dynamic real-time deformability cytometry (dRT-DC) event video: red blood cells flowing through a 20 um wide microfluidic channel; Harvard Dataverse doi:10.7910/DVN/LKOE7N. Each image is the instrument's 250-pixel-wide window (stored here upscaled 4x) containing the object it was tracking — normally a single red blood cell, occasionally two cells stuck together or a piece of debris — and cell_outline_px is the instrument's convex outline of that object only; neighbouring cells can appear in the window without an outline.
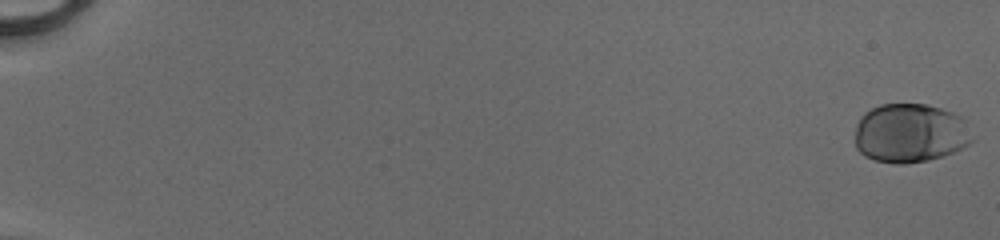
{"species": "human", "species_latin": "Homo sapiens", "temperature_condition": "cold", "stored_images_in_passage": 52, "camera_frame_rate_fps": 3000, "um_per_image_px": 0.085, "donor": {"sex": "male"}, "frame": {"image": 1, "passage_image": 1, "time_ms": 0.0, "image_size_px": [1000, 240], "cell_outline_px": [[976, 140], [944, 156], [928, 160], [904, 164], [896, 164], [872, 160], [864, 156], [856, 148], [856, 124], [860, 116], [864, 112], [880, 104], [928, 104], [952, 112], [960, 116], [964, 120]], "centroid_in_image_um": [77.36, 11.32], "position_along_channel_um": 7.6, "area_um2": 40.75}}
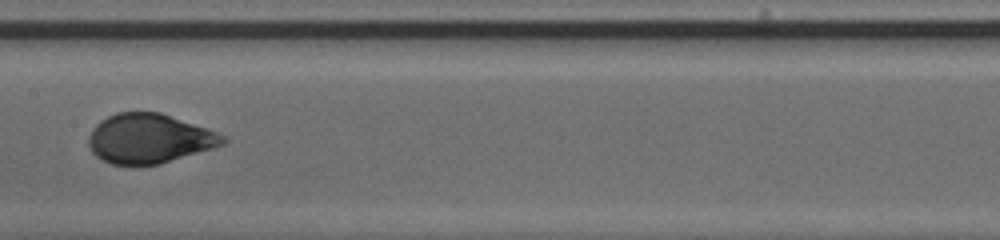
{"frame": {"image": 2, "passage_image": 30, "time_ms": 9.667, "image_size_px": [1000, 240], "cell_outline_px": [[228, 140], [224, 144], [212, 148], [160, 164], [140, 168], [112, 164], [100, 160], [92, 152], [88, 144], [88, 136], [92, 128], [100, 120], [116, 112], [160, 112], [208, 128], [224, 136]], "centroid_in_image_um": [12.64, 11.81], "position_along_channel_um": 194.8, "area_um2": 39.42}}
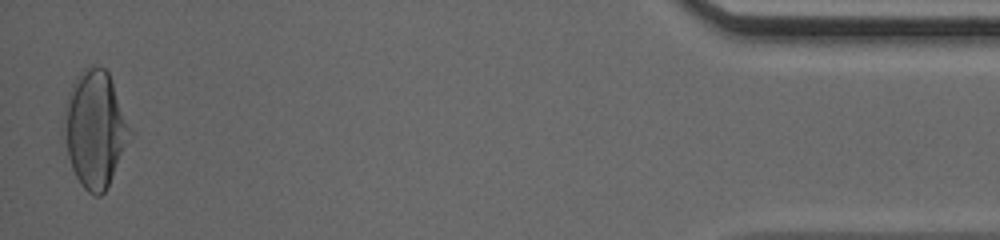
{"frame": {"image": 3, "passage_image": 52, "time_ms": 17.0, "image_size_px": [1000, 240], "cell_outline_px": [[132, 132], [108, 184], [104, 192], [100, 196], [96, 196], [88, 192], [80, 184], [72, 168], [68, 156], [64, 108], [64, 104], [68, 92], [76, 76], [84, 68], [96, 64], [104, 68], [108, 72], [132, 128]], "centroid_in_image_um": [8.08, 10.92], "position_along_channel_um": 427.1, "area_um2": 44.1}, "authors_computed_cell_mechanics": {"area_um2": 39.6219, "velocity_mm_per_s": 4.1529, "shape_relaxation_time_tau1_ms": 3.0542, "shape_relaxation_time_tau2_ms": null, "deformation_change_tau1": 0.1631, "deformation_change_tau2": null}}